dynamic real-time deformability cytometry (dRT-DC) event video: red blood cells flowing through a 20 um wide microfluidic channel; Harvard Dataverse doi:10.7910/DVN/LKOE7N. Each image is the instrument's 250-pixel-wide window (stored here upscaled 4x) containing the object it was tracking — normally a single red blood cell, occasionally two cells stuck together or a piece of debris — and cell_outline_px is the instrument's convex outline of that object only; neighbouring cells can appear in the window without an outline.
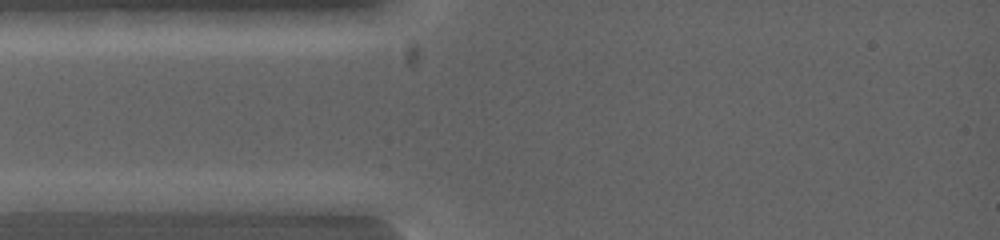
{"species": "common noctule bat (a hibernating species)", "species_latin": "Nyctalus noctula", "temperature_condition": "warm", "stored_images_in_passage": 3, "camera_frame_rate_fps": 5000, "um_per_image_px": 0.085, "animal": {"sex": "female", "body_mass_g": 19.0, "forearm_length_mm": 53.3}, "frame": {"image": 1, "passage_image": 1, "time_ms": 0.0, "image_size_px": [1000, 240], "cell_outline_px": [[140, 200], [88, 212], [52, 212], [12, 200], [76, 192]], "centroid_in_image_um": [6.32, 17.2], "position_along_channel_um": 78.7, "area_um2": 10.81}}